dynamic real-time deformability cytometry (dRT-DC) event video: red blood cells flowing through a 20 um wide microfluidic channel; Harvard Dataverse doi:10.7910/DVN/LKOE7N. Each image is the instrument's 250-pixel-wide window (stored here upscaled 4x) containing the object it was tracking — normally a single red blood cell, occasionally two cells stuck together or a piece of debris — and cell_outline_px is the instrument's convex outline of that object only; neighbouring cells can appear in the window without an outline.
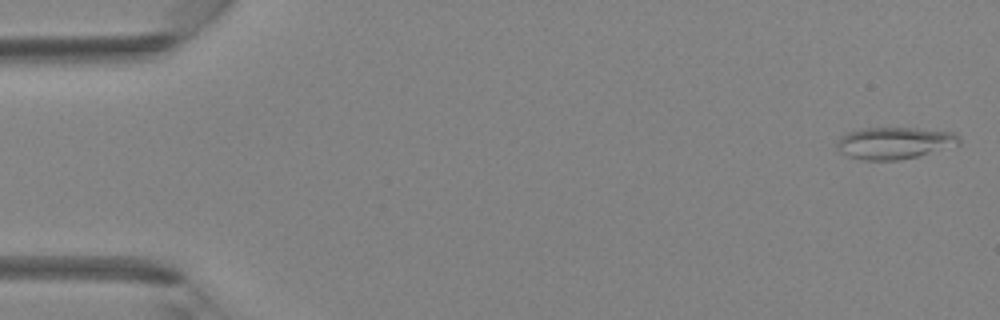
{"species": "Egyptian fruit bat (a non-hibernating species)", "species_latin": "Rousettus aegyptiacus", "temperature_condition": "room temperature", "stored_images_in_passage": 6, "camera_frame_rate_fps": 3000, "um_per_image_px": 0.085, "animal": {"sex": "female"}, "frame": {"image": 1, "passage_image": 1, "time_ms": 0.0, "image_size_px": [1000, 320], "cell_outline_px": [[960, 144], [916, 156], [896, 160], [864, 160], [848, 156], [840, 152], [836, 148], [836, 144], [848, 132], [864, 128], [916, 128], [956, 132], [960, 140]], "centroid_in_image_um": [76.04, 12.15], "position_along_channel_um": 9.0, "area_um2": 22.43}}